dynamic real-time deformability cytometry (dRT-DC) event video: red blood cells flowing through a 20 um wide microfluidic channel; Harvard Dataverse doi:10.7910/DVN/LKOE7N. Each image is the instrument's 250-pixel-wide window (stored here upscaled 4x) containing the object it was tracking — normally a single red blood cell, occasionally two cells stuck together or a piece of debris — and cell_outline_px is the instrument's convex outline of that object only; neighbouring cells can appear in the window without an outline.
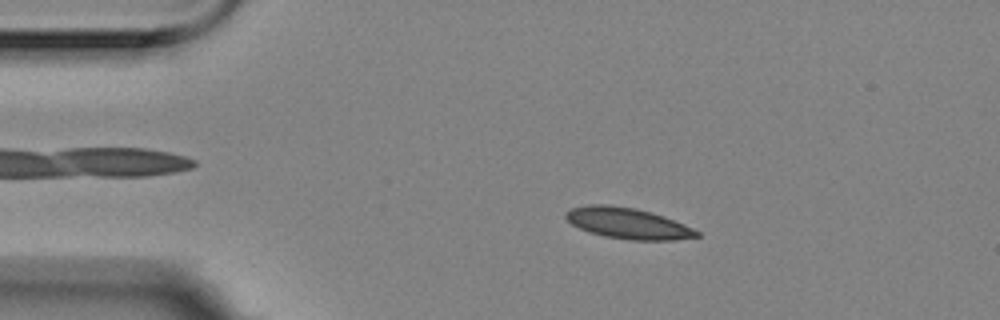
{"species": "Egyptian fruit bat (a non-hibernating species)", "species_latin": "Rousettus aegyptiacus", "temperature_condition": "room temperature", "stored_images_in_passage": 9, "camera_frame_rate_fps": 3000, "um_per_image_px": 0.085, "animal": {"sex": "female"}, "frame": {"image": 1, "passage_image": 1, "time_ms": 0.0, "image_size_px": [1000, 320], "cell_outline_px": [[700, 236], [676, 240], [628, 240], [604, 236], [588, 232], [572, 224], [564, 216], [564, 212], [572, 208], [588, 204], [608, 204], [636, 208], [652, 212], [664, 216], [684, 224], [700, 232]], "centroid_in_image_um": [53.36, 18.97], "position_along_channel_um": 31.6, "area_um2": 23.81}}
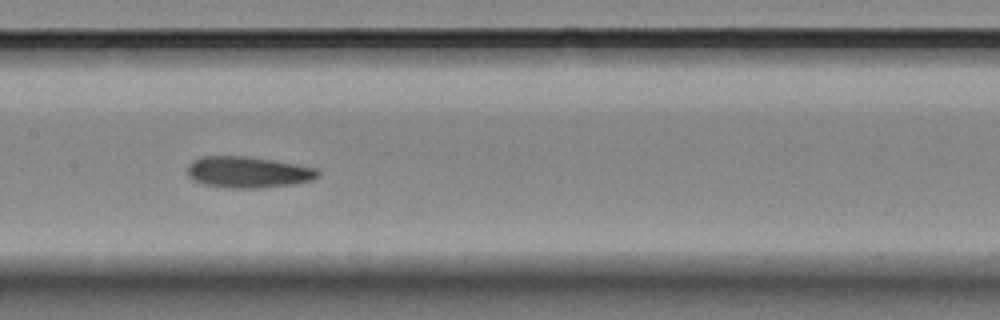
{"frame": {"image": 2, "passage_image": 6, "time_ms": 1.667, "image_size_px": [1000, 320], "cell_outline_px": [[320, 172], [312, 180], [292, 184], [264, 188], [228, 188], [204, 184], [192, 180], [188, 176], [188, 164], [204, 156], [244, 156], [272, 160], [316, 168]], "centroid_in_image_um": [21.06, 14.64], "position_along_channel_um": 186.3, "area_um2": 23.58}}
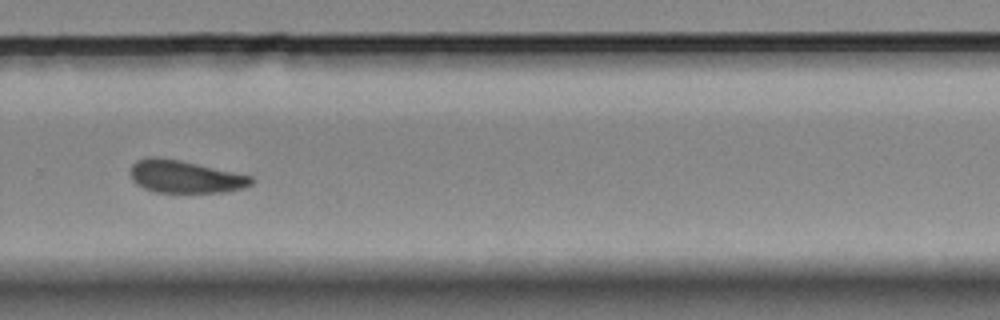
{"frame": {"image": 3, "passage_image": 9, "time_ms": 2.667, "image_size_px": [1000, 320], "cell_outline_px": [[256, 180], [252, 184], [244, 188], [224, 192], [156, 192], [144, 188], [136, 184], [132, 180], [128, 172], [132, 164], [136, 160], [148, 156], [156, 156], [180, 160], [252, 176]], "centroid_in_image_um": [15.69, 15.01], "position_along_channel_um": 314.1, "area_um2": 23.18}}